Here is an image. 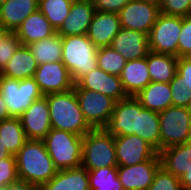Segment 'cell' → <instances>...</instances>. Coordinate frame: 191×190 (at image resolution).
<instances>
[{
	"mask_svg": "<svg viewBox=\"0 0 191 190\" xmlns=\"http://www.w3.org/2000/svg\"><path fill=\"white\" fill-rule=\"evenodd\" d=\"M19 119L27 139L43 140L52 129L47 98L34 100Z\"/></svg>",
	"mask_w": 191,
	"mask_h": 190,
	"instance_id": "obj_16",
	"label": "cell"
},
{
	"mask_svg": "<svg viewBox=\"0 0 191 190\" xmlns=\"http://www.w3.org/2000/svg\"><path fill=\"white\" fill-rule=\"evenodd\" d=\"M173 106L191 108V90L181 81V76L176 73L169 83Z\"/></svg>",
	"mask_w": 191,
	"mask_h": 190,
	"instance_id": "obj_34",
	"label": "cell"
},
{
	"mask_svg": "<svg viewBox=\"0 0 191 190\" xmlns=\"http://www.w3.org/2000/svg\"><path fill=\"white\" fill-rule=\"evenodd\" d=\"M182 17L160 13L148 35L149 51L177 56Z\"/></svg>",
	"mask_w": 191,
	"mask_h": 190,
	"instance_id": "obj_8",
	"label": "cell"
},
{
	"mask_svg": "<svg viewBox=\"0 0 191 190\" xmlns=\"http://www.w3.org/2000/svg\"><path fill=\"white\" fill-rule=\"evenodd\" d=\"M127 60L111 46L101 47L97 50V65L108 74L120 76Z\"/></svg>",
	"mask_w": 191,
	"mask_h": 190,
	"instance_id": "obj_33",
	"label": "cell"
},
{
	"mask_svg": "<svg viewBox=\"0 0 191 190\" xmlns=\"http://www.w3.org/2000/svg\"><path fill=\"white\" fill-rule=\"evenodd\" d=\"M12 116L9 113V110L7 109L6 102L4 101L1 93H0V121L9 119Z\"/></svg>",
	"mask_w": 191,
	"mask_h": 190,
	"instance_id": "obj_43",
	"label": "cell"
},
{
	"mask_svg": "<svg viewBox=\"0 0 191 190\" xmlns=\"http://www.w3.org/2000/svg\"><path fill=\"white\" fill-rule=\"evenodd\" d=\"M111 47L127 61L142 59L149 52L148 35L139 31L121 28Z\"/></svg>",
	"mask_w": 191,
	"mask_h": 190,
	"instance_id": "obj_20",
	"label": "cell"
},
{
	"mask_svg": "<svg viewBox=\"0 0 191 190\" xmlns=\"http://www.w3.org/2000/svg\"><path fill=\"white\" fill-rule=\"evenodd\" d=\"M11 156L9 151L4 146V142L2 141V137L0 136V159Z\"/></svg>",
	"mask_w": 191,
	"mask_h": 190,
	"instance_id": "obj_44",
	"label": "cell"
},
{
	"mask_svg": "<svg viewBox=\"0 0 191 190\" xmlns=\"http://www.w3.org/2000/svg\"><path fill=\"white\" fill-rule=\"evenodd\" d=\"M81 166L87 170L117 167L114 136L104 128L92 129L83 136Z\"/></svg>",
	"mask_w": 191,
	"mask_h": 190,
	"instance_id": "obj_5",
	"label": "cell"
},
{
	"mask_svg": "<svg viewBox=\"0 0 191 190\" xmlns=\"http://www.w3.org/2000/svg\"><path fill=\"white\" fill-rule=\"evenodd\" d=\"M90 190H124L118 178L117 167L87 170Z\"/></svg>",
	"mask_w": 191,
	"mask_h": 190,
	"instance_id": "obj_32",
	"label": "cell"
},
{
	"mask_svg": "<svg viewBox=\"0 0 191 190\" xmlns=\"http://www.w3.org/2000/svg\"><path fill=\"white\" fill-rule=\"evenodd\" d=\"M142 1L153 3L157 6H160V4H161V0H142Z\"/></svg>",
	"mask_w": 191,
	"mask_h": 190,
	"instance_id": "obj_46",
	"label": "cell"
},
{
	"mask_svg": "<svg viewBox=\"0 0 191 190\" xmlns=\"http://www.w3.org/2000/svg\"><path fill=\"white\" fill-rule=\"evenodd\" d=\"M0 136L6 149L14 156L28 140L19 117L0 121Z\"/></svg>",
	"mask_w": 191,
	"mask_h": 190,
	"instance_id": "obj_29",
	"label": "cell"
},
{
	"mask_svg": "<svg viewBox=\"0 0 191 190\" xmlns=\"http://www.w3.org/2000/svg\"><path fill=\"white\" fill-rule=\"evenodd\" d=\"M74 0H39L38 9L57 31L69 15Z\"/></svg>",
	"mask_w": 191,
	"mask_h": 190,
	"instance_id": "obj_31",
	"label": "cell"
},
{
	"mask_svg": "<svg viewBox=\"0 0 191 190\" xmlns=\"http://www.w3.org/2000/svg\"><path fill=\"white\" fill-rule=\"evenodd\" d=\"M119 77L127 96L135 97L151 82L146 57L127 61Z\"/></svg>",
	"mask_w": 191,
	"mask_h": 190,
	"instance_id": "obj_23",
	"label": "cell"
},
{
	"mask_svg": "<svg viewBox=\"0 0 191 190\" xmlns=\"http://www.w3.org/2000/svg\"><path fill=\"white\" fill-rule=\"evenodd\" d=\"M38 63L27 45H20L5 68L0 72L1 76L23 80L34 77Z\"/></svg>",
	"mask_w": 191,
	"mask_h": 190,
	"instance_id": "obj_25",
	"label": "cell"
},
{
	"mask_svg": "<svg viewBox=\"0 0 191 190\" xmlns=\"http://www.w3.org/2000/svg\"><path fill=\"white\" fill-rule=\"evenodd\" d=\"M44 96L48 101L52 128L82 137L93 129L84 118L74 88Z\"/></svg>",
	"mask_w": 191,
	"mask_h": 190,
	"instance_id": "obj_2",
	"label": "cell"
},
{
	"mask_svg": "<svg viewBox=\"0 0 191 190\" xmlns=\"http://www.w3.org/2000/svg\"><path fill=\"white\" fill-rule=\"evenodd\" d=\"M121 28L118 13L95 11L87 36L97 48L109 47Z\"/></svg>",
	"mask_w": 191,
	"mask_h": 190,
	"instance_id": "obj_18",
	"label": "cell"
},
{
	"mask_svg": "<svg viewBox=\"0 0 191 190\" xmlns=\"http://www.w3.org/2000/svg\"><path fill=\"white\" fill-rule=\"evenodd\" d=\"M0 93L12 117H20L34 100L43 96L33 77L16 80L0 75Z\"/></svg>",
	"mask_w": 191,
	"mask_h": 190,
	"instance_id": "obj_7",
	"label": "cell"
},
{
	"mask_svg": "<svg viewBox=\"0 0 191 190\" xmlns=\"http://www.w3.org/2000/svg\"><path fill=\"white\" fill-rule=\"evenodd\" d=\"M39 0H6L0 5V26L11 32L33 12L38 10Z\"/></svg>",
	"mask_w": 191,
	"mask_h": 190,
	"instance_id": "obj_22",
	"label": "cell"
},
{
	"mask_svg": "<svg viewBox=\"0 0 191 190\" xmlns=\"http://www.w3.org/2000/svg\"><path fill=\"white\" fill-rule=\"evenodd\" d=\"M43 142L57 170L81 166L82 136L52 128Z\"/></svg>",
	"mask_w": 191,
	"mask_h": 190,
	"instance_id": "obj_4",
	"label": "cell"
},
{
	"mask_svg": "<svg viewBox=\"0 0 191 190\" xmlns=\"http://www.w3.org/2000/svg\"><path fill=\"white\" fill-rule=\"evenodd\" d=\"M73 88L100 92L111 97L116 102L128 97L120 77L108 74L99 67L84 75L76 84H74Z\"/></svg>",
	"mask_w": 191,
	"mask_h": 190,
	"instance_id": "obj_17",
	"label": "cell"
},
{
	"mask_svg": "<svg viewBox=\"0 0 191 190\" xmlns=\"http://www.w3.org/2000/svg\"><path fill=\"white\" fill-rule=\"evenodd\" d=\"M135 98L144 108L155 112L173 106L169 83L151 81Z\"/></svg>",
	"mask_w": 191,
	"mask_h": 190,
	"instance_id": "obj_26",
	"label": "cell"
},
{
	"mask_svg": "<svg viewBox=\"0 0 191 190\" xmlns=\"http://www.w3.org/2000/svg\"><path fill=\"white\" fill-rule=\"evenodd\" d=\"M189 54H191V16H185L182 17L177 57H187Z\"/></svg>",
	"mask_w": 191,
	"mask_h": 190,
	"instance_id": "obj_39",
	"label": "cell"
},
{
	"mask_svg": "<svg viewBox=\"0 0 191 190\" xmlns=\"http://www.w3.org/2000/svg\"><path fill=\"white\" fill-rule=\"evenodd\" d=\"M39 190H90L88 171L83 166L58 170Z\"/></svg>",
	"mask_w": 191,
	"mask_h": 190,
	"instance_id": "obj_24",
	"label": "cell"
},
{
	"mask_svg": "<svg viewBox=\"0 0 191 190\" xmlns=\"http://www.w3.org/2000/svg\"><path fill=\"white\" fill-rule=\"evenodd\" d=\"M148 190H183L180 180L173 174L166 172L162 167L156 172Z\"/></svg>",
	"mask_w": 191,
	"mask_h": 190,
	"instance_id": "obj_35",
	"label": "cell"
},
{
	"mask_svg": "<svg viewBox=\"0 0 191 190\" xmlns=\"http://www.w3.org/2000/svg\"><path fill=\"white\" fill-rule=\"evenodd\" d=\"M94 13L95 8L92 0H74L69 15L56 33L60 36L87 34Z\"/></svg>",
	"mask_w": 191,
	"mask_h": 190,
	"instance_id": "obj_19",
	"label": "cell"
},
{
	"mask_svg": "<svg viewBox=\"0 0 191 190\" xmlns=\"http://www.w3.org/2000/svg\"><path fill=\"white\" fill-rule=\"evenodd\" d=\"M160 167L157 153L153 158L139 164L117 166V174L124 190H148Z\"/></svg>",
	"mask_w": 191,
	"mask_h": 190,
	"instance_id": "obj_15",
	"label": "cell"
},
{
	"mask_svg": "<svg viewBox=\"0 0 191 190\" xmlns=\"http://www.w3.org/2000/svg\"><path fill=\"white\" fill-rule=\"evenodd\" d=\"M161 167L178 177L183 190L191 187V142L167 147L158 152Z\"/></svg>",
	"mask_w": 191,
	"mask_h": 190,
	"instance_id": "obj_12",
	"label": "cell"
},
{
	"mask_svg": "<svg viewBox=\"0 0 191 190\" xmlns=\"http://www.w3.org/2000/svg\"><path fill=\"white\" fill-rule=\"evenodd\" d=\"M10 31L0 26V40H2Z\"/></svg>",
	"mask_w": 191,
	"mask_h": 190,
	"instance_id": "obj_45",
	"label": "cell"
},
{
	"mask_svg": "<svg viewBox=\"0 0 191 190\" xmlns=\"http://www.w3.org/2000/svg\"><path fill=\"white\" fill-rule=\"evenodd\" d=\"M1 190H39V188L26 181L18 180L15 183L7 185L5 188H3Z\"/></svg>",
	"mask_w": 191,
	"mask_h": 190,
	"instance_id": "obj_42",
	"label": "cell"
},
{
	"mask_svg": "<svg viewBox=\"0 0 191 190\" xmlns=\"http://www.w3.org/2000/svg\"><path fill=\"white\" fill-rule=\"evenodd\" d=\"M6 0H0V5L3 4Z\"/></svg>",
	"mask_w": 191,
	"mask_h": 190,
	"instance_id": "obj_47",
	"label": "cell"
},
{
	"mask_svg": "<svg viewBox=\"0 0 191 190\" xmlns=\"http://www.w3.org/2000/svg\"><path fill=\"white\" fill-rule=\"evenodd\" d=\"M118 166H132L153 158L158 152L138 135L114 136Z\"/></svg>",
	"mask_w": 191,
	"mask_h": 190,
	"instance_id": "obj_13",
	"label": "cell"
},
{
	"mask_svg": "<svg viewBox=\"0 0 191 190\" xmlns=\"http://www.w3.org/2000/svg\"><path fill=\"white\" fill-rule=\"evenodd\" d=\"M158 114L160 119V150L190 141L191 108L170 106Z\"/></svg>",
	"mask_w": 191,
	"mask_h": 190,
	"instance_id": "obj_6",
	"label": "cell"
},
{
	"mask_svg": "<svg viewBox=\"0 0 191 190\" xmlns=\"http://www.w3.org/2000/svg\"><path fill=\"white\" fill-rule=\"evenodd\" d=\"M98 48L85 35L62 36V60L76 84L84 75L98 67Z\"/></svg>",
	"mask_w": 191,
	"mask_h": 190,
	"instance_id": "obj_3",
	"label": "cell"
},
{
	"mask_svg": "<svg viewBox=\"0 0 191 190\" xmlns=\"http://www.w3.org/2000/svg\"><path fill=\"white\" fill-rule=\"evenodd\" d=\"M15 34L22 45H29L33 42L52 37L56 34V30L38 9L21 23L15 30Z\"/></svg>",
	"mask_w": 191,
	"mask_h": 190,
	"instance_id": "obj_21",
	"label": "cell"
},
{
	"mask_svg": "<svg viewBox=\"0 0 191 190\" xmlns=\"http://www.w3.org/2000/svg\"><path fill=\"white\" fill-rule=\"evenodd\" d=\"M17 174L21 181H26L40 188L57 173L43 140L28 139L15 155Z\"/></svg>",
	"mask_w": 191,
	"mask_h": 190,
	"instance_id": "obj_1",
	"label": "cell"
},
{
	"mask_svg": "<svg viewBox=\"0 0 191 190\" xmlns=\"http://www.w3.org/2000/svg\"><path fill=\"white\" fill-rule=\"evenodd\" d=\"M33 78L43 95L65 92L74 87L71 75L61 61L38 65Z\"/></svg>",
	"mask_w": 191,
	"mask_h": 190,
	"instance_id": "obj_14",
	"label": "cell"
},
{
	"mask_svg": "<svg viewBox=\"0 0 191 190\" xmlns=\"http://www.w3.org/2000/svg\"><path fill=\"white\" fill-rule=\"evenodd\" d=\"M80 109L87 123L93 128H104L112 116L116 101L100 92L74 89Z\"/></svg>",
	"mask_w": 191,
	"mask_h": 190,
	"instance_id": "obj_9",
	"label": "cell"
},
{
	"mask_svg": "<svg viewBox=\"0 0 191 190\" xmlns=\"http://www.w3.org/2000/svg\"><path fill=\"white\" fill-rule=\"evenodd\" d=\"M95 11L118 13L130 0H92Z\"/></svg>",
	"mask_w": 191,
	"mask_h": 190,
	"instance_id": "obj_40",
	"label": "cell"
},
{
	"mask_svg": "<svg viewBox=\"0 0 191 190\" xmlns=\"http://www.w3.org/2000/svg\"><path fill=\"white\" fill-rule=\"evenodd\" d=\"M20 45L21 41L16 36L15 32L10 31L0 40V72L5 68Z\"/></svg>",
	"mask_w": 191,
	"mask_h": 190,
	"instance_id": "obj_36",
	"label": "cell"
},
{
	"mask_svg": "<svg viewBox=\"0 0 191 190\" xmlns=\"http://www.w3.org/2000/svg\"><path fill=\"white\" fill-rule=\"evenodd\" d=\"M160 13V6L142 0H130L118 12V16L122 28L149 35Z\"/></svg>",
	"mask_w": 191,
	"mask_h": 190,
	"instance_id": "obj_11",
	"label": "cell"
},
{
	"mask_svg": "<svg viewBox=\"0 0 191 190\" xmlns=\"http://www.w3.org/2000/svg\"><path fill=\"white\" fill-rule=\"evenodd\" d=\"M143 108L133 96L121 99L115 103L104 129L112 136L138 135L139 113Z\"/></svg>",
	"mask_w": 191,
	"mask_h": 190,
	"instance_id": "obj_10",
	"label": "cell"
},
{
	"mask_svg": "<svg viewBox=\"0 0 191 190\" xmlns=\"http://www.w3.org/2000/svg\"><path fill=\"white\" fill-rule=\"evenodd\" d=\"M138 136L160 151V119L158 112L143 108L139 113Z\"/></svg>",
	"mask_w": 191,
	"mask_h": 190,
	"instance_id": "obj_30",
	"label": "cell"
},
{
	"mask_svg": "<svg viewBox=\"0 0 191 190\" xmlns=\"http://www.w3.org/2000/svg\"><path fill=\"white\" fill-rule=\"evenodd\" d=\"M146 59L152 82L170 83L175 77L178 63L177 56L149 51Z\"/></svg>",
	"mask_w": 191,
	"mask_h": 190,
	"instance_id": "obj_27",
	"label": "cell"
},
{
	"mask_svg": "<svg viewBox=\"0 0 191 190\" xmlns=\"http://www.w3.org/2000/svg\"><path fill=\"white\" fill-rule=\"evenodd\" d=\"M27 46L31 50L38 65L62 60V36L58 33Z\"/></svg>",
	"mask_w": 191,
	"mask_h": 190,
	"instance_id": "obj_28",
	"label": "cell"
},
{
	"mask_svg": "<svg viewBox=\"0 0 191 190\" xmlns=\"http://www.w3.org/2000/svg\"><path fill=\"white\" fill-rule=\"evenodd\" d=\"M177 73L181 76V81L191 90V59L179 57L177 63Z\"/></svg>",
	"mask_w": 191,
	"mask_h": 190,
	"instance_id": "obj_41",
	"label": "cell"
},
{
	"mask_svg": "<svg viewBox=\"0 0 191 190\" xmlns=\"http://www.w3.org/2000/svg\"><path fill=\"white\" fill-rule=\"evenodd\" d=\"M160 12L165 15L191 16V0H161Z\"/></svg>",
	"mask_w": 191,
	"mask_h": 190,
	"instance_id": "obj_38",
	"label": "cell"
},
{
	"mask_svg": "<svg viewBox=\"0 0 191 190\" xmlns=\"http://www.w3.org/2000/svg\"><path fill=\"white\" fill-rule=\"evenodd\" d=\"M19 180L14 155L0 159V190Z\"/></svg>",
	"mask_w": 191,
	"mask_h": 190,
	"instance_id": "obj_37",
	"label": "cell"
}]
</instances>
